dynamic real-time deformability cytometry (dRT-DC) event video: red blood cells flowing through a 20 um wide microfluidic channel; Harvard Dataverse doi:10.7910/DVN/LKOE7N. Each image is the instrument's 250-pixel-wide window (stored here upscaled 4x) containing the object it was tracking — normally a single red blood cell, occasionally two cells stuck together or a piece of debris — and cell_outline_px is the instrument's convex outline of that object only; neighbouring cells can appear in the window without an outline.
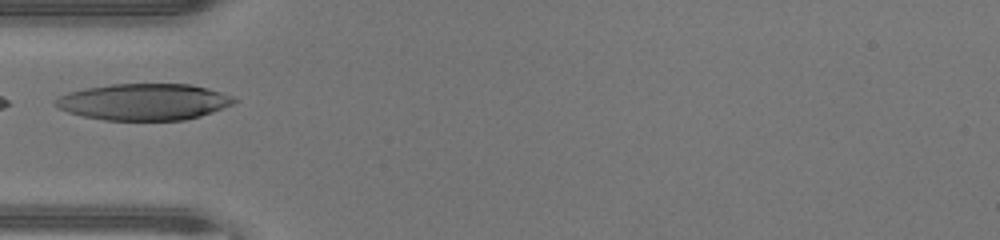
{"species": "human", "species_latin": "Homo sapiens", "temperature_condition": "warm", "stored_images_in_passage": 8, "camera_frame_rate_fps": 3000, "um_per_image_px": 0.085, "donor": {"sex": "male"}, "frame": {"image": 1, "passage_image": 1, "time_ms": 0.0, "image_size_px": [1000, 240], "cell_outline_px": [[236, 100], [232, 104], [212, 112], [200, 116], [184, 120], [104, 120], [84, 116], [68, 112], [52, 104], [60, 96], [68, 92], [84, 88], [112, 84], [192, 84], [208, 88], [232, 96]], "centroid_in_image_um": [12.22, 8.65], "position_along_channel_um": 72.8, "area_um2": 37.86}}
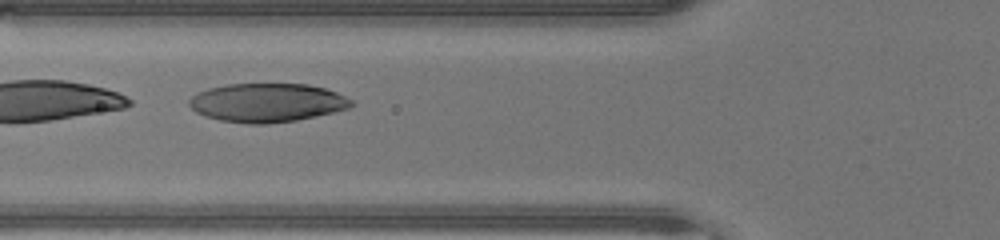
{"frame": {"image": 2, "passage_image": 3, "time_ms": 0.667, "image_size_px": [1000, 240], "cell_outline_px": [[356, 104], [348, 108], [316, 116], [296, 120], [268, 124], [248, 124], [220, 120], [204, 116], [196, 112], [188, 104], [188, 100], [196, 92], [208, 88], [228, 84], [308, 84], [324, 88], [336, 92], [352, 100]], "centroid_in_image_um": [22.68, 8.73], "position_along_channel_um": 103.1, "area_um2": 36.7}}
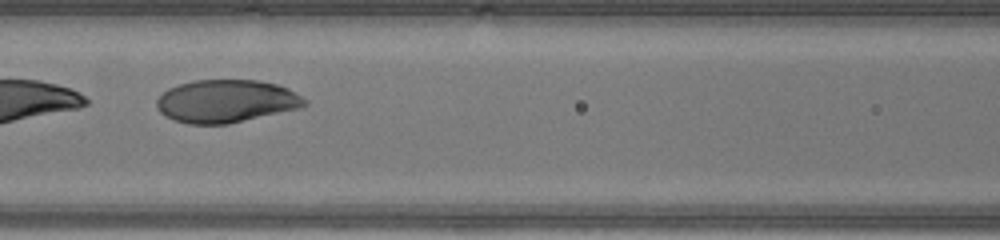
{"frame": {"image": 3, "passage_image": 6, "time_ms": 1.667, "image_size_px": [1000, 240], "cell_outline_px": [[308, 104], [300, 108], [228, 124], [188, 124], [172, 120], [164, 116], [160, 112], [156, 104], [156, 100], [168, 88], [180, 84], [196, 80], [256, 80], [280, 84], [288, 88], [308, 100]], "centroid_in_image_um": [19.24, 8.6], "position_along_channel_um": 147.4, "area_um2": 37.11}}